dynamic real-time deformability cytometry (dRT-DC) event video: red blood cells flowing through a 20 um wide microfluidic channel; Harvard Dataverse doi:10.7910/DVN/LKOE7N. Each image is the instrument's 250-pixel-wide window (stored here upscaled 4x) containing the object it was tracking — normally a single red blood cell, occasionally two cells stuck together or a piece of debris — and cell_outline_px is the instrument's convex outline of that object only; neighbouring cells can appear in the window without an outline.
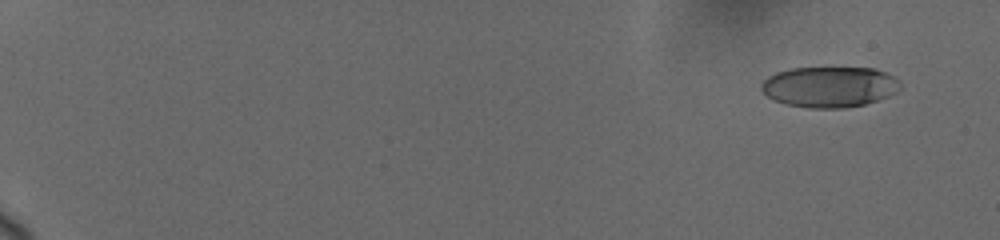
{"species": "human", "species_latin": "Homo sapiens", "temperature_condition": "cold", "stored_images_in_passage": 24, "camera_frame_rate_fps": 3000, "um_per_image_px": 0.085, "donor": {"sex": "female"}, "frame": {"image": 1, "passage_image": 1, "time_ms": 0.0, "image_size_px": [1000, 240], "cell_outline_px": [[900, 88], [896, 92], [888, 96], [864, 104], [844, 108], [808, 108], [784, 104], [772, 100], [760, 88], [760, 84], [768, 76], [776, 72], [792, 68], [876, 68], [896, 76], [900, 80]], "centroid_in_image_um": [70.51, 7.38], "position_along_channel_um": 14.5, "area_um2": 33.23}}
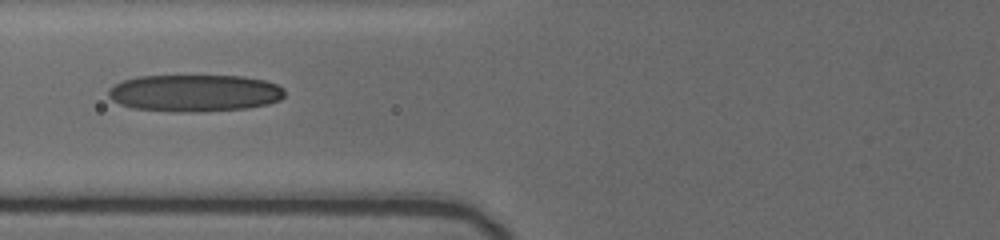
{"frame": {"image": 2, "passage_image": 17, "time_ms": 7.667, "image_size_px": [1000, 240], "cell_outline_px": [[284, 96], [280, 100], [268, 104], [248, 108], [200, 112], [172, 112], [132, 108], [120, 104], [112, 100], [108, 96], [108, 88], [124, 80], [136, 76], [244, 76], [264, 80], [276, 84], [284, 88]], "centroid_in_image_um": [16.54, 7.92], "position_along_channel_um": 109.3, "area_um2": 38.38}}
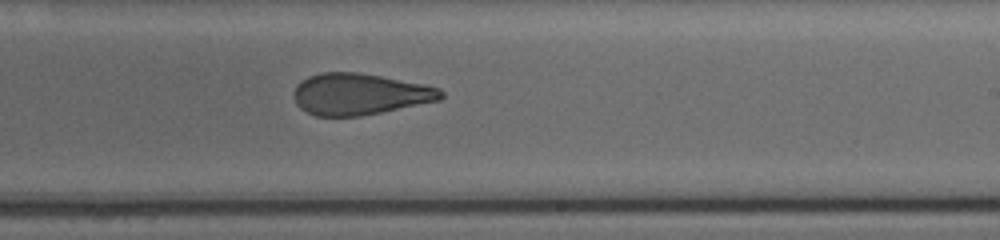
{"frame": {"image": 3, "passage_image": 24, "time_ms": 11.667, "image_size_px": [1000, 240], "cell_outline_px": [[444, 96], [440, 100], [360, 116], [316, 116], [300, 108], [296, 104], [292, 96], [292, 92], [296, 84], [300, 80], [308, 76], [320, 72], [360, 72], [424, 84], [440, 88], [444, 92]], "centroid_in_image_um": [30.53, 7.99], "position_along_channel_um": 258.5, "area_um2": 35.78}}